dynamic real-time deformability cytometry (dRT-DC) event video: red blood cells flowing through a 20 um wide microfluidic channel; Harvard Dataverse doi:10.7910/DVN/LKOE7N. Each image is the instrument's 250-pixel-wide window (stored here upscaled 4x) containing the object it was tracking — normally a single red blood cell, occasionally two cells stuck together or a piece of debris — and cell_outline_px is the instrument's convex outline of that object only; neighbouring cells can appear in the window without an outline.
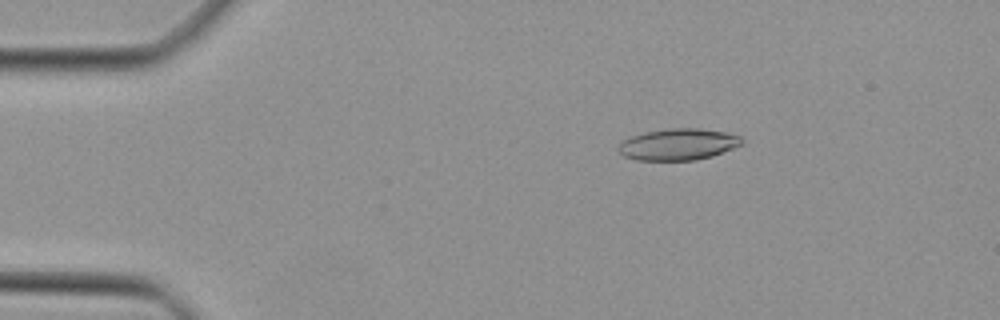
{"species": "Egyptian fruit bat (a non-hibernating species)", "species_latin": "Rousettus aegyptiacus", "temperature_condition": "cold", "stored_images_in_passage": 47, "camera_frame_rate_fps": 3000, "um_per_image_px": 0.085, "animal": {"sex": "female"}, "frame": {"image": 1, "passage_image": 8, "time_ms": 2.333, "image_size_px": [1000, 320], "cell_outline_px": [[744, 144], [712, 156], [696, 160], [636, 160], [624, 156], [616, 148], [624, 140], [632, 136], [644, 132], [668, 128], [700, 128], [728, 132], [740, 136], [744, 140]], "centroid_in_image_um": [57.68, 12.26], "position_along_channel_um": 27.3, "area_um2": 22.83}}
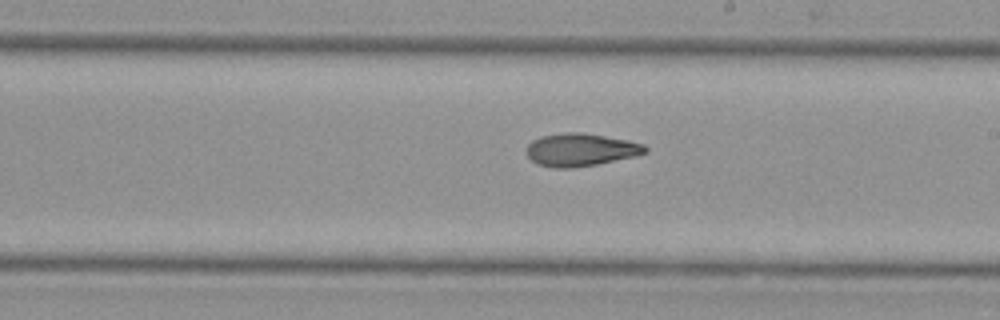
{"frame": {"image": 2, "passage_image": 27, "time_ms": 8.667, "image_size_px": [1000, 320], "cell_outline_px": [[648, 152], [636, 156], [596, 164], [572, 168], [552, 168], [536, 164], [524, 152], [528, 144], [532, 140], [540, 136], [564, 132], [580, 132], [628, 140], [644, 144], [648, 148]], "centroid_in_image_um": [49.33, 12.73], "position_along_channel_um": 239.7, "area_um2": 22.89}}
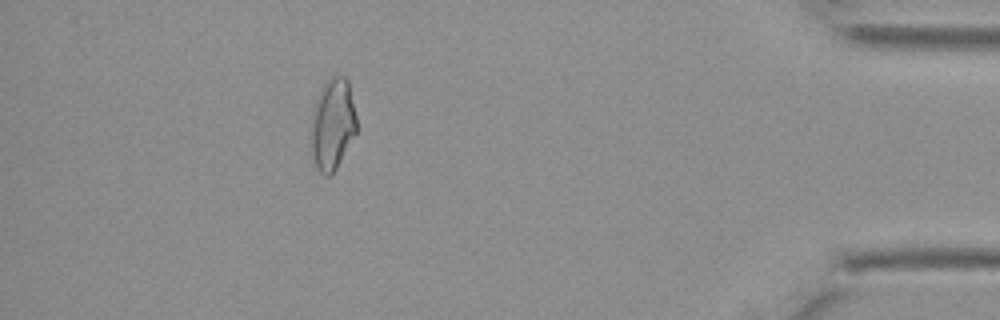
{"frame": {"image": 3, "passage_image": 42, "time_ms": 13.667, "image_size_px": [1000, 320], "cell_outline_px": [[356, 132], [332, 176], [324, 176], [316, 168], [312, 152], [308, 132], [312, 108], [320, 88], [324, 80], [332, 76], [344, 76], [348, 80], [356, 116]], "centroid_in_image_um": [28.21, 10.55], "position_along_channel_um": 407.0, "area_um2": 24.97}}